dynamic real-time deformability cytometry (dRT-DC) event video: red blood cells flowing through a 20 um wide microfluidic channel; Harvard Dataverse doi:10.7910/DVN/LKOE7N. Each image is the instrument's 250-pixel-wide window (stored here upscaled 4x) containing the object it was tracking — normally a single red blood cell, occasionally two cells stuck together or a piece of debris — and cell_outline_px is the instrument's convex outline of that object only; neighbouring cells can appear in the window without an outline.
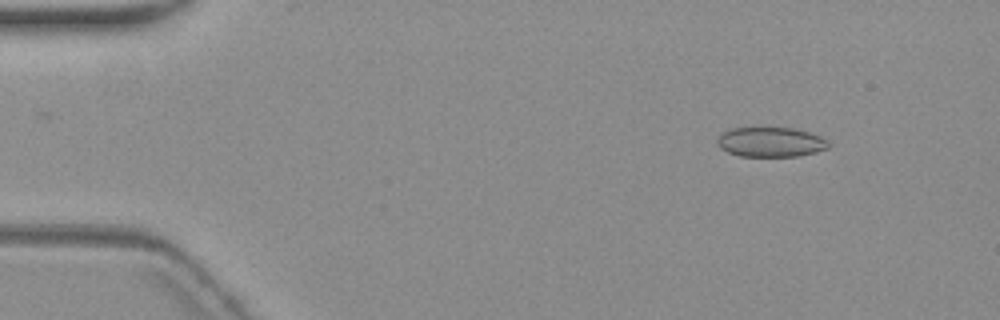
{"species": "common noctule bat (a hibernating species)", "species_latin": "Nyctalus noctula", "temperature_condition": "warm", "stored_images_in_passage": 5, "camera_frame_rate_fps": 3000, "um_per_image_px": 0.085, "animal": {"sex": "female", "body_mass_g": 19.3, "forearm_length_mm": 54.1}, "frame": {"image": 1, "passage_image": 2, "time_ms": 1.0, "image_size_px": [1000, 320], "cell_outline_px": [[828, 148], [816, 152], [796, 156], [740, 156], [728, 152], [720, 148], [716, 144], [716, 140], [724, 132], [732, 128], [792, 128], [808, 132], [820, 136], [828, 140]], "centroid_in_image_um": [65.5, 12.08], "position_along_channel_um": 19.5, "area_um2": 19.13}}